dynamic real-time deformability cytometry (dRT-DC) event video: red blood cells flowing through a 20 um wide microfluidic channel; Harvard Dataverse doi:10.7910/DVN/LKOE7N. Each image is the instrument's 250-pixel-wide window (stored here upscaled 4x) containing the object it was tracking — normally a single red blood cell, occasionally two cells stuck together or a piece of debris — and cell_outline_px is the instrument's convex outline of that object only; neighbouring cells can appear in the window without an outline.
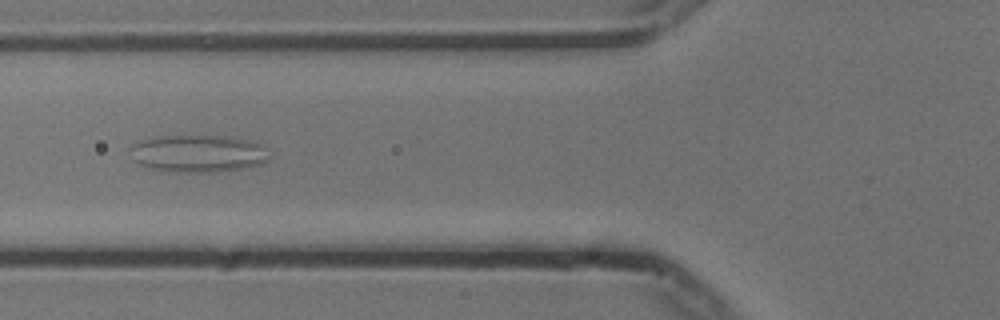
{"species": "common noctule bat (a hibernating species)", "species_latin": "Nyctalus noctula", "temperature_condition": "cold", "stored_images_in_passage": 40, "camera_frame_rate_fps": 3000, "um_per_image_px": 0.085, "animal": {"sex": "male", "body_mass_g": 13.3}, "frame": {"image": 1, "passage_image": 12, "time_ms": 3.667, "image_size_px": [1000, 320], "cell_outline_px": [[268, 160], [260, 164], [244, 168], [216, 172], [168, 172], [144, 168], [132, 160], [128, 148], [132, 144], [140, 140], [160, 136], [232, 136], [248, 140], [260, 144]], "centroid_in_image_um": [16.71, 13.06], "position_along_channel_um": 109.1, "area_um2": 30.58}}
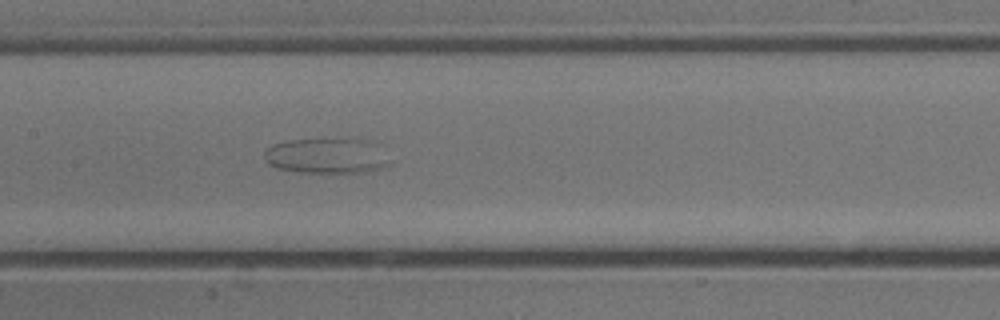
{"frame": {"image": 2, "passage_image": 18, "time_ms": 5.667, "image_size_px": [1000, 320], "cell_outline_px": [[392, 164], [368, 172], [300, 172], [276, 168], [268, 164], [264, 160], [264, 152], [272, 144], [284, 140], [368, 140]], "centroid_in_image_um": [27.66, 13.27], "position_along_channel_um": 179.7, "area_um2": 25.2}}
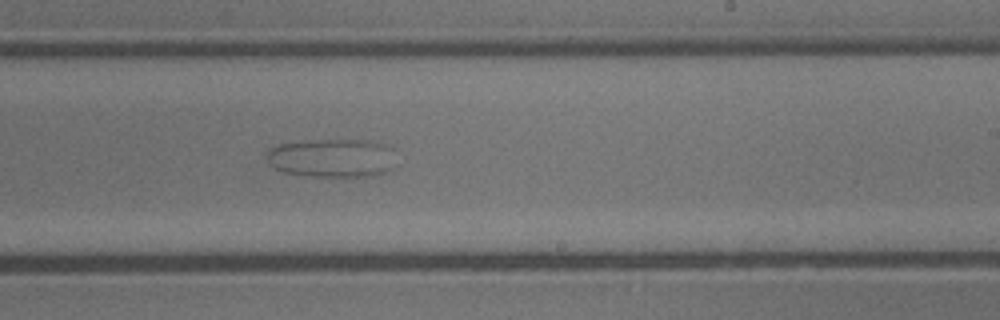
{"frame": {"image": 3, "passage_image": 25, "time_ms": 8.0, "image_size_px": [1000, 320], "cell_outline_px": [[392, 148], [388, 168], [384, 172], [364, 176], [304, 176], [284, 172], [276, 168], [268, 160], [268, 152], [272, 148], [280, 144], [304, 140], [368, 140], [388, 144]], "centroid_in_image_um": [28.17, 13.41], "position_along_channel_um": 260.8, "area_um2": 28.5}}